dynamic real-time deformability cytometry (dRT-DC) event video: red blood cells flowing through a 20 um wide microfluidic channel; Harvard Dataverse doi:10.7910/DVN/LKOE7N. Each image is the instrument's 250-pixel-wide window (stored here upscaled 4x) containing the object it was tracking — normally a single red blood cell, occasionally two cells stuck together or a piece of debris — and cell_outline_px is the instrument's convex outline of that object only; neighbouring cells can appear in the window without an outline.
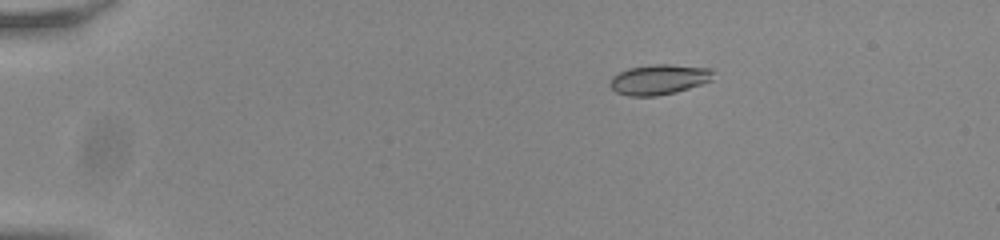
{"species": "common noctule bat (a hibernating species)", "species_latin": "Nyctalus noctula", "temperature_condition": "room temperature", "stored_images_in_passage": 38, "camera_frame_rate_fps": 3000, "um_per_image_px": 0.085, "animal": {"sex": "male", "body_mass_g": 20.0, "forearm_length_mm": 53.3}, "frame": {"image": 1, "passage_image": 1, "time_ms": 0.0, "image_size_px": [1000, 240], "cell_outline_px": [[712, 80], [676, 92], [656, 96], [628, 96], [616, 92], [608, 84], [612, 76], [628, 68], [652, 64], [668, 64], [712, 68]], "centroid_in_image_um": [55.98, 6.75], "position_along_channel_um": 29.0, "area_um2": 18.15}}
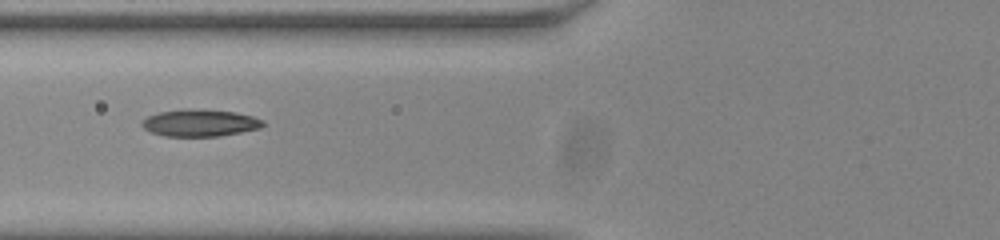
{"frame": {"image": 2, "passage_image": 14, "time_ms": 4.333, "image_size_px": [1000, 240], "cell_outline_px": [[264, 124], [260, 128], [220, 136], [164, 136], [152, 132], [144, 128], [140, 124], [148, 116], [160, 112], [188, 108], [236, 112], [252, 116], [264, 120]], "centroid_in_image_um": [17.0, 10.44], "position_along_channel_um": 108.8, "area_um2": 18.96}}
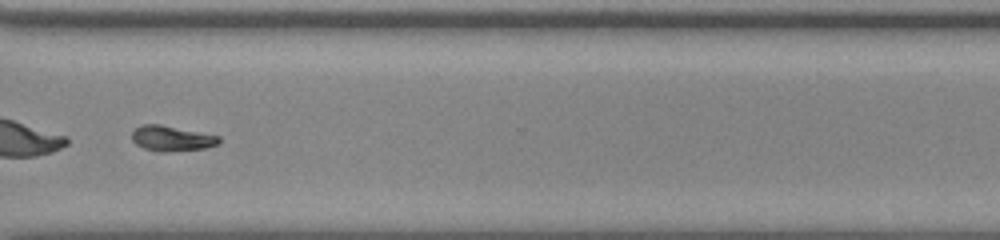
{"frame": {"image": 3, "passage_image": 31, "time_ms": 10.0, "image_size_px": [1000, 240], "cell_outline_px": [[220, 140], [216, 144], [204, 148], [168, 152], [160, 152], [144, 148], [136, 144], [132, 140], [132, 132], [140, 124], [160, 124], [220, 136]], "centroid_in_image_um": [14.56, 11.76], "position_along_channel_um": 356.0, "area_um2": 12.77}, "authors_computed_cell_mechanics": {"area_um2": 18.1781, "velocity_mm_per_s": 3.8292, "shape_relaxation_time_tau1_ms": null, "shape_relaxation_time_tau2_ms": 6.6439, "deformation_change_tau1": null, "deformation_change_tau2": 0.145}}